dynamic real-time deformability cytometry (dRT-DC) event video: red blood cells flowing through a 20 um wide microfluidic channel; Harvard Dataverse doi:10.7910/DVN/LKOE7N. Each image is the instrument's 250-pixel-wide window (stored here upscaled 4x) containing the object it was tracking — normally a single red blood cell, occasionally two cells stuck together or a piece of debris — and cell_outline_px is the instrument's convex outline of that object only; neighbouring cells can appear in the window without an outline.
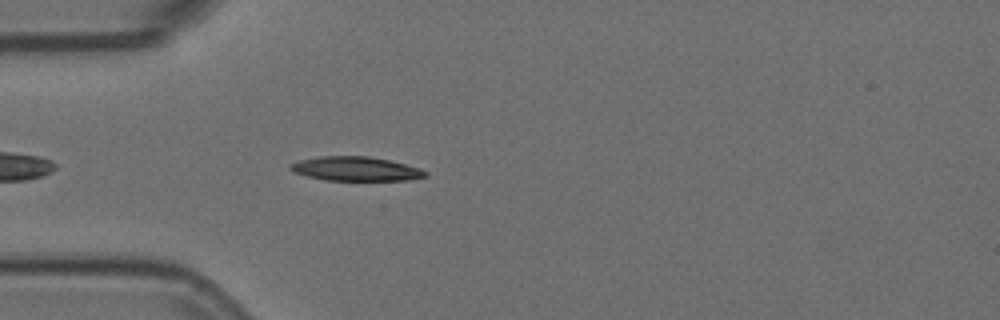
{"species": "Egyptian fruit bat (a non-hibernating species)", "species_latin": "Rousettus aegyptiacus", "temperature_condition": "room temperature", "stored_images_in_passage": 3, "camera_frame_rate_fps": 3000, "um_per_image_px": 0.085, "animal": {"sex": "female"}, "frame": {"image": 1, "passage_image": 3, "time_ms": 0.667, "image_size_px": [1000, 320], "cell_outline_px": [[428, 176], [412, 180], [324, 180], [308, 176], [296, 172], [288, 168], [288, 164], [300, 160], [320, 156], [368, 156], [388, 160], [420, 168], [428, 172]], "centroid_in_image_um": [30.26, 14.35], "position_along_channel_um": 54.7, "area_um2": 18.96}}